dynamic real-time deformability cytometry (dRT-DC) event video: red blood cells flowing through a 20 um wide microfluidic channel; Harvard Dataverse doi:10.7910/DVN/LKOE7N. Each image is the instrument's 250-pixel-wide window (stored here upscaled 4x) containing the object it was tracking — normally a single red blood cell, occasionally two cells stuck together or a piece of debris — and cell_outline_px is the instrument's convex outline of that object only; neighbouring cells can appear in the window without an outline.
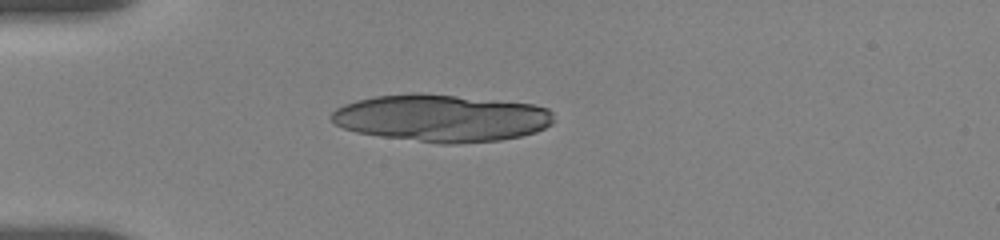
{"species": "human", "species_latin": "Homo sapiens", "temperature_condition": "room temperature", "stored_images_in_passage": 22, "camera_frame_rate_fps": 3000, "um_per_image_px": 0.085, "donor": {"sex": "female"}, "frame": {"image": 1, "passage_image": 18, "time_ms": 4.667, "image_size_px": [1000, 240], "cell_outline_px": [[556, 120], [552, 124], [536, 132], [520, 136], [500, 140], [456, 144], [440, 144], [380, 136], [356, 132], [344, 128], [336, 124], [332, 120], [332, 112], [336, 108], [344, 104], [356, 100], [376, 96], [416, 92], [456, 96], [532, 104], [548, 108], [552, 112]], "centroid_in_image_um": [37.54, 10.04], "position_along_channel_um": 47.5, "area_um2": 61.21}}